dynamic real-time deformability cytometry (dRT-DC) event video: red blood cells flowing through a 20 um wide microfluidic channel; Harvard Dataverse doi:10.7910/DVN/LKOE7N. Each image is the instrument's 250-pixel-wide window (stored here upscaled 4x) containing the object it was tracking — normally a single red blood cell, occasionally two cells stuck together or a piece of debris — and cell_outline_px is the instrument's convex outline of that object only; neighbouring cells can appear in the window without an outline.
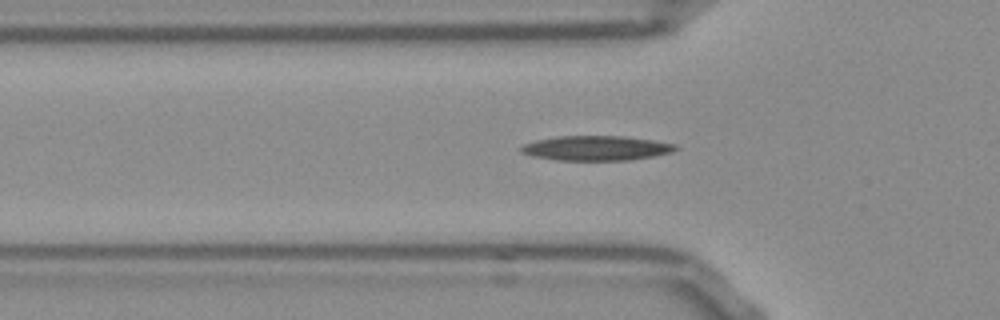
{"species": "Egyptian fruit bat (a non-hibernating species)", "species_latin": "Rousettus aegyptiacus", "temperature_condition": "room temperature", "stored_images_in_passage": 37, "camera_frame_rate_fps": 3000, "um_per_image_px": 0.085, "frame": {"image": 1, "passage_image": 5, "time_ms": 1.333, "image_size_px": [1000, 320], "cell_outline_px": [[680, 148], [672, 152], [652, 156], [628, 160], [556, 160], [532, 156], [520, 152], [520, 148], [524, 144], [536, 140], [556, 136], [624, 136], [652, 140], [676, 144]], "centroid_in_image_um": [50.67, 12.59], "position_along_channel_um": 75.1, "area_um2": 22.25}}
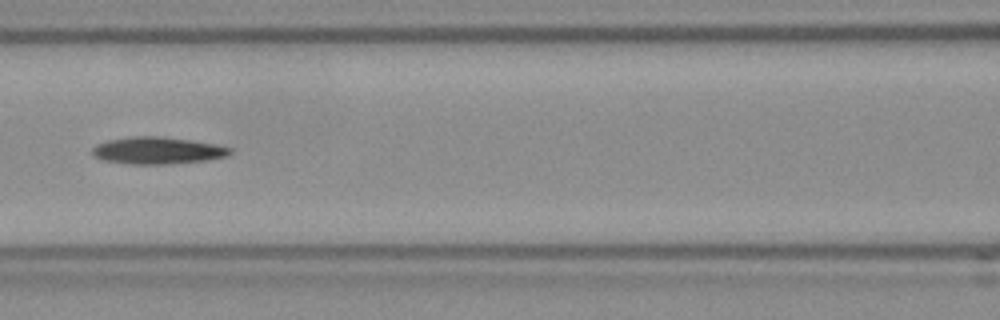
{"frame": {"image": 2, "passage_image": 11, "time_ms": 3.333, "image_size_px": [1000, 320], "cell_outline_px": [[232, 152], [228, 156], [208, 160], [168, 164], [128, 164], [104, 160], [92, 156], [92, 148], [96, 144], [108, 140], [132, 136], [160, 136], [192, 140], [216, 144], [232, 148]], "centroid_in_image_um": [13.4, 12.79], "position_along_channel_um": 153.2, "area_um2": 21.91}}
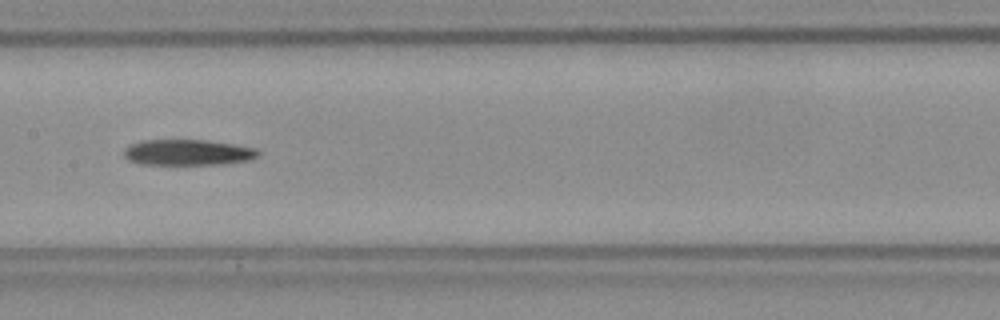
{"frame": {"image": 3, "passage_image": 14, "time_ms": 4.333, "image_size_px": [1000, 320], "cell_outline_px": [[260, 156], [252, 160], [224, 164], [140, 164], [128, 160], [124, 156], [124, 148], [140, 140], [204, 140], [232, 144], [256, 148], [260, 152]], "centroid_in_image_um": [15.99, 12.96], "position_along_channel_um": 191.4, "area_um2": 20.29}, "authors_computed_cell_mechanics": {"area_um2": 20.519, "velocity_mm_per_s": 3.8357, "shape_relaxation_time_tau1_ms": 10.9431, "shape_relaxation_time_tau2_ms": null, "deformation_change_tau1": 0.1831, "deformation_change_tau2": null}}